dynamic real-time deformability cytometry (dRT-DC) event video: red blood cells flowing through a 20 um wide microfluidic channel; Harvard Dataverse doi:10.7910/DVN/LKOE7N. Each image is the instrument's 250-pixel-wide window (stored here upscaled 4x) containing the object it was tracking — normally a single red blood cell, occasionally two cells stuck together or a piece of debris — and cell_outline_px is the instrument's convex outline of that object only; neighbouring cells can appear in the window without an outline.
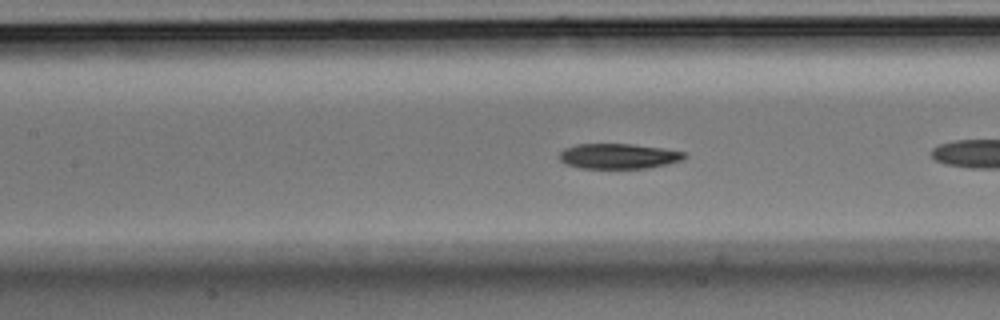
{"species": "Egyptian fruit bat (a non-hibernating species)", "species_latin": "Rousettus aegyptiacus", "temperature_condition": "room temperature", "stored_images_in_passage": 27, "camera_frame_rate_fps": 3000, "um_per_image_px": 0.085, "animal": {"sex": "male"}, "frame": {"image": 1, "passage_image": 8, "time_ms": 2.333, "image_size_px": [1000, 320], "cell_outline_px": [[688, 156], [684, 160], [668, 164], [648, 168], [580, 168], [564, 164], [560, 160], [560, 152], [564, 148], [576, 144], [632, 144], [664, 148], [684, 152]], "centroid_in_image_um": [52.59, 13.27], "position_along_channel_um": 154.8, "area_um2": 18.55}}